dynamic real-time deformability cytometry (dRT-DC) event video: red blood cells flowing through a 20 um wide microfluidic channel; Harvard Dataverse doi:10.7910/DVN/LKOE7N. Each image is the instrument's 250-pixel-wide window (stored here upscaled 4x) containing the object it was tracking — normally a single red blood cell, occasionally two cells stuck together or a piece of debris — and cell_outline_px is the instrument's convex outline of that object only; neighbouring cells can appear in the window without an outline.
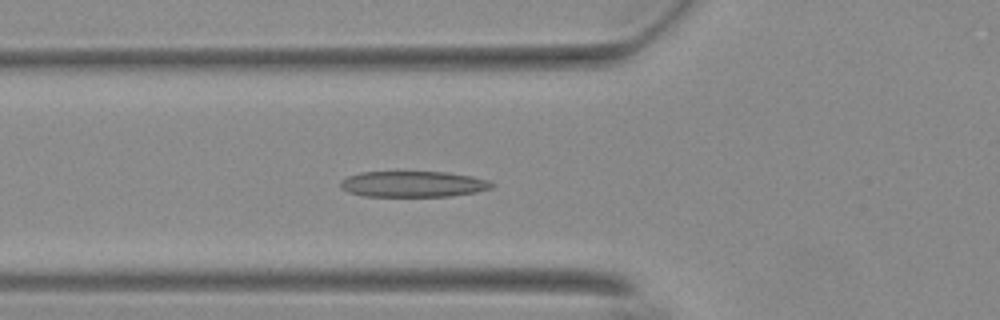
{"species": "Egyptian fruit bat (a non-hibernating species)", "species_latin": "Rousettus aegyptiacus", "temperature_condition": "warm", "stored_images_in_passage": 41, "camera_frame_rate_fps": 3000, "um_per_image_px": 0.085, "animal": {"sex": "female"}, "frame": {"image": 1, "passage_image": 6, "time_ms": 1.667, "image_size_px": [1000, 320], "cell_outline_px": [[496, 184], [492, 188], [476, 192], [452, 196], [364, 196], [348, 192], [340, 188], [340, 180], [348, 176], [360, 172], [444, 172], [472, 176], [488, 180]], "centroid_in_image_um": [35.11, 15.65], "position_along_channel_um": 90.7, "area_um2": 22.95}}
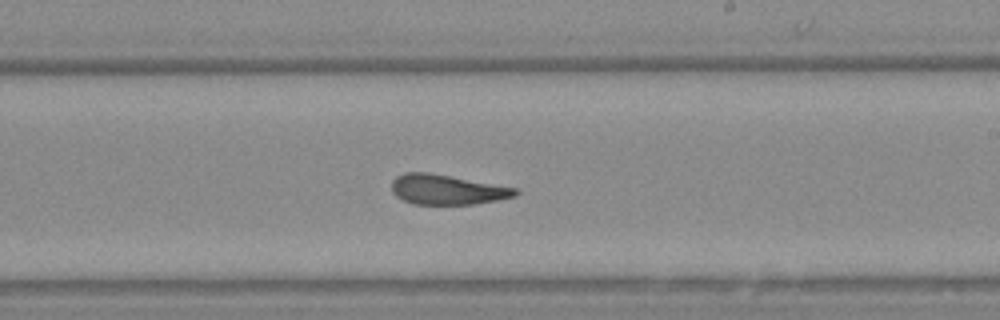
{"frame": {"image": 2, "passage_image": 19, "time_ms": 6.0, "image_size_px": [1000, 320], "cell_outline_px": [[520, 192], [516, 196], [500, 200], [472, 204], [412, 204], [396, 196], [392, 192], [392, 180], [396, 176], [404, 172], [428, 172], [516, 188]], "centroid_in_image_um": [37.99, 16.12], "position_along_channel_um": 251.0, "area_um2": 21.56}}
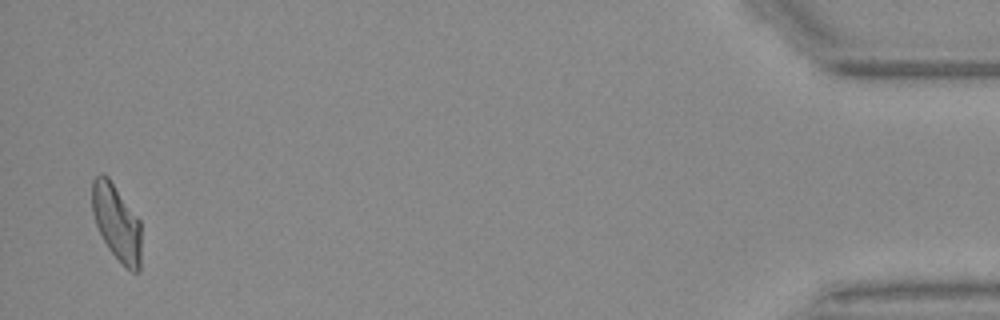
{"frame": {"image": 3, "passage_image": 40, "time_ms": 13.0, "image_size_px": [1000, 320], "cell_outline_px": [[140, 272], [132, 272], [108, 248], [96, 224], [92, 212], [92, 180], [100, 172], [104, 172], [108, 176], [140, 220]], "centroid_in_image_um": [9.9, 18.86], "position_along_channel_um": 425.3, "area_um2": 21.62}, "authors_computed_cell_mechanics": {"area_um2": 22.3108, "velocity_mm_per_s": 3.7051, "shape_relaxation_time_tau1_ms": 5.7785, "shape_relaxation_time_tau2_ms": 1.6906, "deformation_change_tau1": 0.2074, "deformation_change_tau2": 0.1176}}